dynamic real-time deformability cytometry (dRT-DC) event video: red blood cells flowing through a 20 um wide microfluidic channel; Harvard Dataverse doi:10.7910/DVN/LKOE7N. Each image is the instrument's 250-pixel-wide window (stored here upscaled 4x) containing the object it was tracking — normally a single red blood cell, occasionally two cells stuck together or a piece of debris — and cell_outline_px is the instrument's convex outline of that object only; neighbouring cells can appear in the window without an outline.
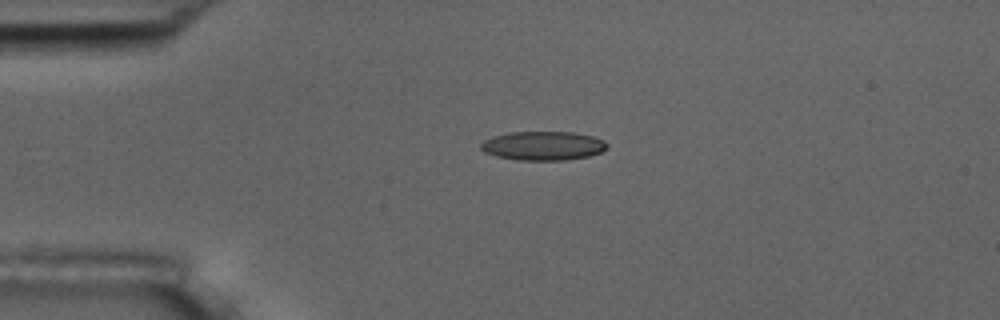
{"species": "common noctule bat (a hibernating species)", "species_latin": "Nyctalus noctula", "temperature_condition": "room temperature", "stored_images_in_passage": 3, "camera_frame_rate_fps": 3000, "um_per_image_px": 0.085, "animal": {"sex": "male", "body_mass_g": 17.5, "forearm_length_mm": 52.3}, "frame": {"image": 1, "passage_image": 2, "time_ms": 2.0, "image_size_px": [1000, 320], "cell_outline_px": [[608, 148], [600, 152], [588, 156], [564, 160], [516, 160], [496, 156], [484, 152], [480, 148], [480, 144], [484, 140], [492, 136], [508, 132], [572, 132], [592, 136], [604, 140], [608, 144]], "centroid_in_image_um": [46.14, 12.39], "position_along_channel_um": 38.9, "area_um2": 21.39}}